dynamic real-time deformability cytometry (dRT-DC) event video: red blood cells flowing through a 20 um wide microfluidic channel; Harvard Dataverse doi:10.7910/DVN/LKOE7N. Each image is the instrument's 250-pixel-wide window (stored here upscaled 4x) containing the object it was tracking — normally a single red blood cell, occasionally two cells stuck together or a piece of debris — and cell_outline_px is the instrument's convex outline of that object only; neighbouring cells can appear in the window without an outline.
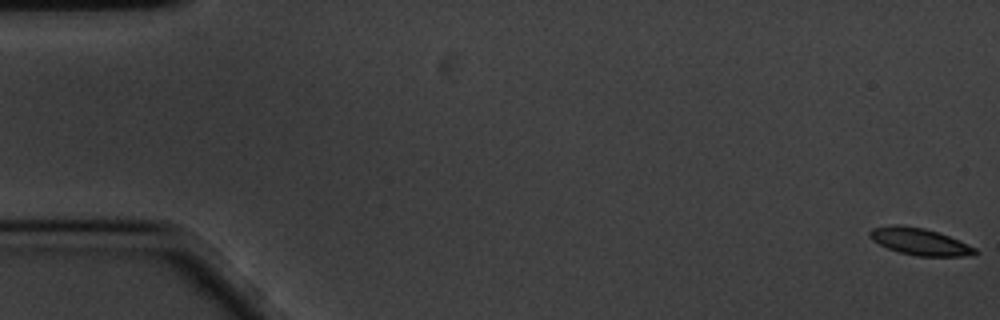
{"species": "common noctule bat (a hibernating species)", "species_latin": "Nyctalus noctula", "temperature_condition": "cold", "stored_images_in_passage": 60, "camera_frame_rate_fps": 3000, "um_per_image_px": 0.085, "animal": {"sex": "male", "body_mass_g": 20.1, "forearm_length_mm": 53.5}, "frame": {"image": 1, "passage_image": 1, "time_ms": 0.0, "image_size_px": [1000, 320], "cell_outline_px": [[980, 252], [972, 256], [916, 256], [900, 252], [888, 248], [872, 240], [868, 236], [868, 232], [872, 228], [892, 224], [904, 224], [924, 228], [948, 236], [976, 248]], "centroid_in_image_um": [78.15, 20.53], "position_along_channel_um": 6.8, "area_um2": 16.59}}
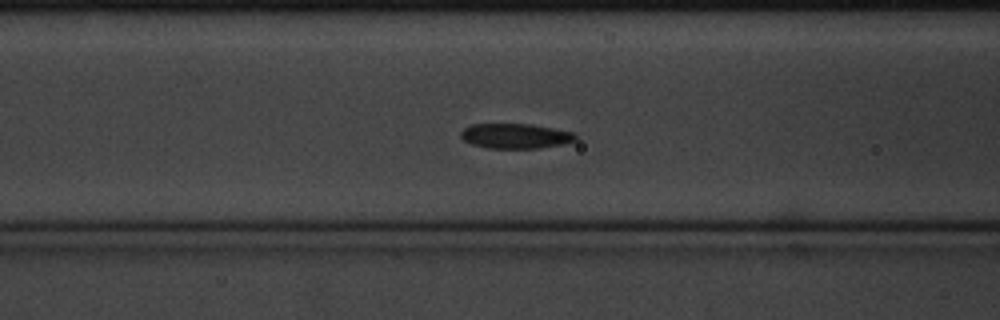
{"frame": {"image": 2, "passage_image": 24, "time_ms": 7.667, "image_size_px": [1000, 320], "cell_outline_px": [[576, 140], [564, 144], [536, 148], [488, 148], [472, 144], [464, 140], [460, 136], [460, 132], [464, 128], [472, 124], [528, 124], [576, 132]], "centroid_in_image_um": [43.82, 11.56], "position_along_channel_um": 122.8, "area_um2": 16.65}}
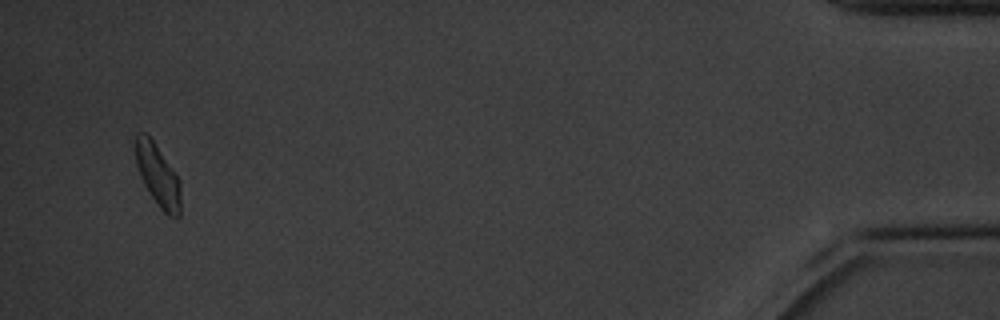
{"frame": {"image": 3, "passage_image": 58, "time_ms": 19.0, "image_size_px": [1000, 320], "cell_outline_px": [[180, 216], [176, 220], [168, 216], [160, 208], [148, 192], [140, 176], [136, 164], [132, 144], [136, 132], [144, 132], [152, 140], [180, 180]], "centroid_in_image_um": [13.37, 14.9], "position_along_channel_um": 421.8, "area_um2": 16.65}, "authors_computed_cell_mechanics": {"area_um2": 16.6464, "velocity_mm_per_s": 3.3523, "shape_relaxation_time_tau1_ms": 2.6269, "shape_relaxation_time_tau2_ms": 4.6639, "deformation_change_tau1": 0.0955, "deformation_change_tau2": 0.0778}}